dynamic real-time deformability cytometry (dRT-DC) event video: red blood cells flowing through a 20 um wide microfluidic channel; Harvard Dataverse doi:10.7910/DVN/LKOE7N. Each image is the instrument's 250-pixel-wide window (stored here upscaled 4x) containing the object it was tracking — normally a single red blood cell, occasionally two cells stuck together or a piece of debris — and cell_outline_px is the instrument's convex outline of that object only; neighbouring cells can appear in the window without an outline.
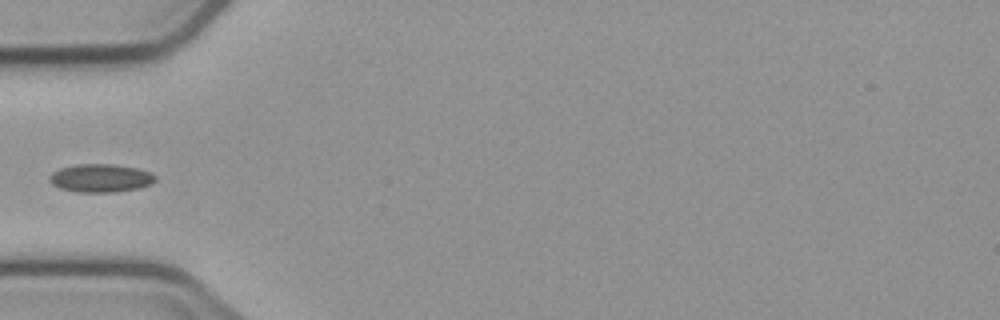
{"species": "common noctule bat (a hibernating species)", "species_latin": "Nyctalus noctula", "temperature_condition": "cold", "stored_images_in_passage": 5, "camera_frame_rate_fps": 3000, "um_per_image_px": 0.085, "animal": {"sex": "male", "body_mass_g": 23.1, "forearm_length_mm": 52.7}, "frame": {"image": 1, "passage_image": 5, "time_ms": 6.0, "image_size_px": [1000, 320], "cell_outline_px": [[156, 180], [152, 184], [140, 188], [116, 192], [76, 192], [60, 188], [52, 184], [48, 180], [48, 176], [52, 172], [60, 168], [76, 164], [112, 164], [136, 168], [152, 172], [156, 176]], "centroid_in_image_um": [8.56, 15.14], "position_along_channel_um": 76.4, "area_um2": 17.63}}